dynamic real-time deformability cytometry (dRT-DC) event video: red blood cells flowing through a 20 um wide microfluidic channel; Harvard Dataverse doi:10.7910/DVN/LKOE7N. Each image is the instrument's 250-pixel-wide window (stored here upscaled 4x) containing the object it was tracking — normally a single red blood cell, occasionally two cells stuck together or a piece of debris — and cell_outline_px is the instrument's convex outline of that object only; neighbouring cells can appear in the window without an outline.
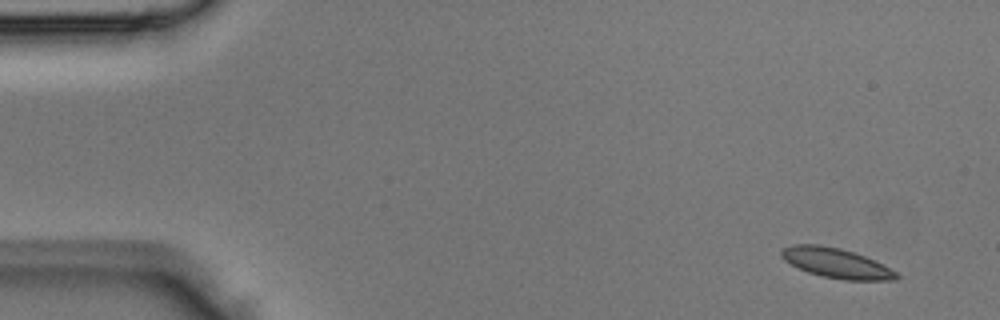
{"species": "Egyptian fruit bat (a non-hibernating species)", "species_latin": "Rousettus aegyptiacus", "temperature_condition": "room temperature", "stored_images_in_passage": 4, "camera_frame_rate_fps": 3000, "um_per_image_px": 0.085, "animal": {"sex": "male"}, "frame": {"image": 1, "passage_image": 1, "time_ms": 0.0, "image_size_px": [1000, 320], "cell_outline_px": [[900, 276], [896, 280], [844, 280], [820, 276], [808, 272], [784, 260], [780, 256], [780, 248], [792, 244], [820, 244], [840, 248], [864, 256], [896, 272]], "centroid_in_image_um": [71.01, 22.35], "position_along_channel_um": 14.0, "area_um2": 19.88}}
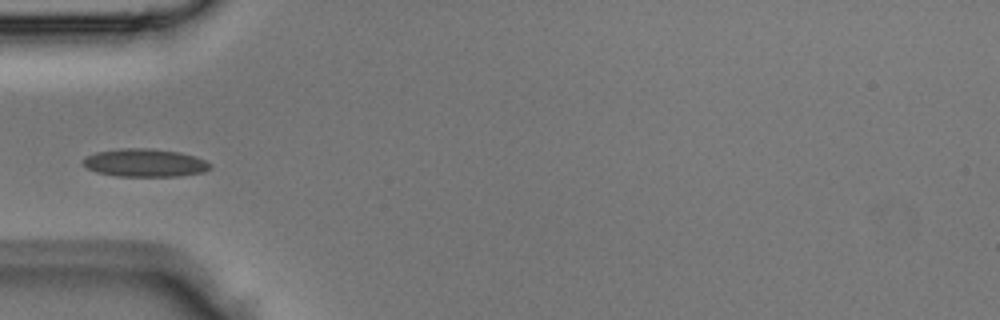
{"frame": {"image": 2, "passage_image": 4, "time_ms": 1.0, "image_size_px": [1000, 320], "cell_outline_px": [[212, 168], [204, 172], [180, 176], [116, 176], [96, 172], [88, 168], [84, 164], [84, 160], [88, 156], [96, 152], [120, 148], [148, 148], [180, 152], [196, 156], [212, 164]], "centroid_in_image_um": [12.37, 13.84], "position_along_channel_um": 72.6, "area_um2": 20.75}}